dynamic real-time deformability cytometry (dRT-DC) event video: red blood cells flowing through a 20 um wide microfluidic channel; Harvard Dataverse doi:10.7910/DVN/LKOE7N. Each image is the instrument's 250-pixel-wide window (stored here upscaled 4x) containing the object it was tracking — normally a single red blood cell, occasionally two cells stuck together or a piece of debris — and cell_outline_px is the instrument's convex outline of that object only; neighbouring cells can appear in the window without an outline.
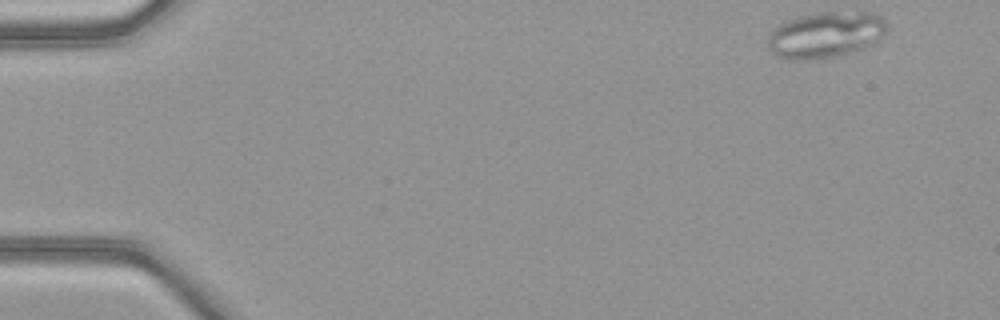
{"species": "common noctule bat (a hibernating species)", "species_latin": "Nyctalus noctula", "temperature_condition": "warm", "stored_images_in_passage": 48, "camera_frame_rate_fps": 3000, "um_per_image_px": 0.085, "animal": {"sex": "female", "body_mass_g": 21.9}, "frame": {"image": 1, "passage_image": 1, "time_ms": 0.0, "image_size_px": [1000, 320], "cell_outline_px": [[888, 32], [880, 40], [872, 44], [848, 52], [832, 56], [808, 60], [788, 60], [776, 56], [768, 48], [768, 32], [780, 24], [788, 20], [800, 16], [816, 12], [872, 12], [880, 16], [884, 20], [888, 28]], "centroid_in_image_um": [70.16, 2.95], "position_along_channel_um": 14.8, "area_um2": 32.08}}
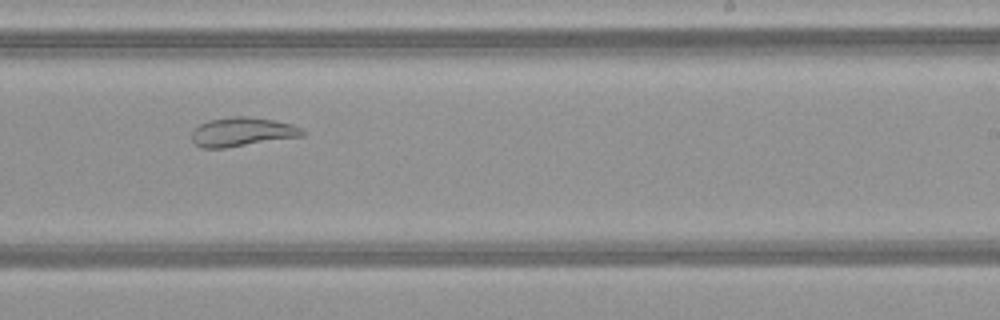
{"frame": {"image": 2, "passage_image": 29, "time_ms": 9.333, "image_size_px": [1000, 320], "cell_outline_px": [[304, 136], [224, 148], [200, 148], [192, 140], [192, 128], [208, 120], [232, 116], [248, 116], [272, 120], [292, 124], [304, 128]], "centroid_in_image_um": [20.57, 11.21], "position_along_channel_um": 268.4, "area_um2": 18.84}}
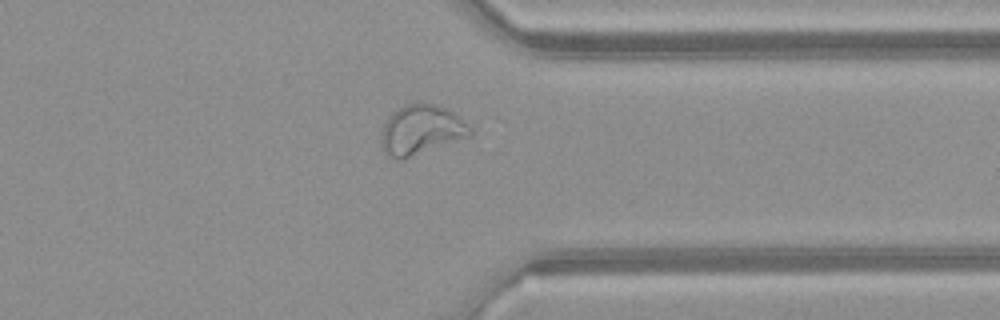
{"frame": {"image": 3, "passage_image": 37, "time_ms": 12.0, "image_size_px": [1000, 320], "cell_outline_px": [[472, 132], [468, 136], [400, 160], [396, 160], [388, 156], [384, 152], [380, 140], [380, 136], [384, 124], [388, 116], [392, 112], [404, 104], [416, 100], [420, 100], [436, 104], [448, 108], [472, 128]], "centroid_in_image_um": [35.75, 10.98], "position_along_channel_um": 375.7, "area_um2": 25.95}, "authors_computed_cell_mechanics": {"area_um2": 26.8192, "velocity_mm_per_s": 4.1258, "shape_relaxation_time_tau1_ms": null, "shape_relaxation_time_tau2_ms": 2.7966, "deformation_change_tau1": null, "deformation_change_tau2": 0.1051}}